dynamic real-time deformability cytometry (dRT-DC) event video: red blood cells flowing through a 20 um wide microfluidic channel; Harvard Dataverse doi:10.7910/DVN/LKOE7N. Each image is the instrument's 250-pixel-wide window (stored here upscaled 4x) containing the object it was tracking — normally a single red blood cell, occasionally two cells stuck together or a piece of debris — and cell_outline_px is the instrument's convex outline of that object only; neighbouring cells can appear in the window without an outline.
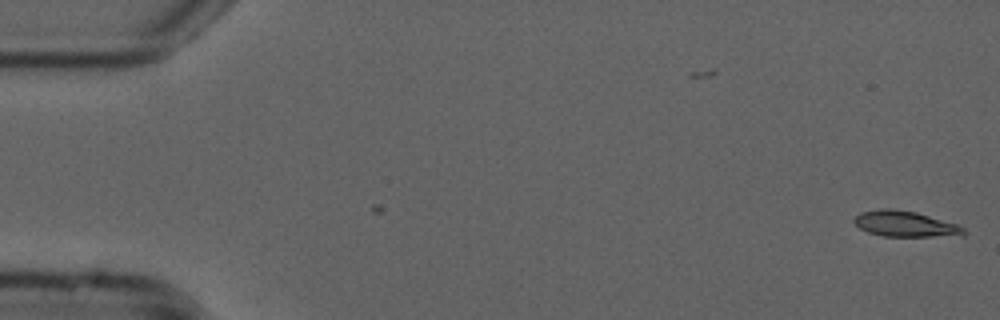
{"species": "common noctule bat (a hibernating species)", "species_latin": "Nyctalus noctula", "temperature_condition": "cold", "stored_images_in_passage": 4, "camera_frame_rate_fps": 3000, "um_per_image_px": 0.085, "animal": {"sex": "male", "forearm_length_mm": 52.5}, "frame": {"image": 1, "passage_image": 4, "time_ms": 1.0, "image_size_px": [1000, 320], "cell_outline_px": [[968, 232], [964, 236], [884, 236], [868, 232], [860, 228], [852, 220], [860, 212], [880, 208], [892, 208], [916, 212], [956, 224], [964, 228]], "centroid_in_image_um": [76.95, 19.03], "position_along_channel_um": 8.0, "area_um2": 16.47}}